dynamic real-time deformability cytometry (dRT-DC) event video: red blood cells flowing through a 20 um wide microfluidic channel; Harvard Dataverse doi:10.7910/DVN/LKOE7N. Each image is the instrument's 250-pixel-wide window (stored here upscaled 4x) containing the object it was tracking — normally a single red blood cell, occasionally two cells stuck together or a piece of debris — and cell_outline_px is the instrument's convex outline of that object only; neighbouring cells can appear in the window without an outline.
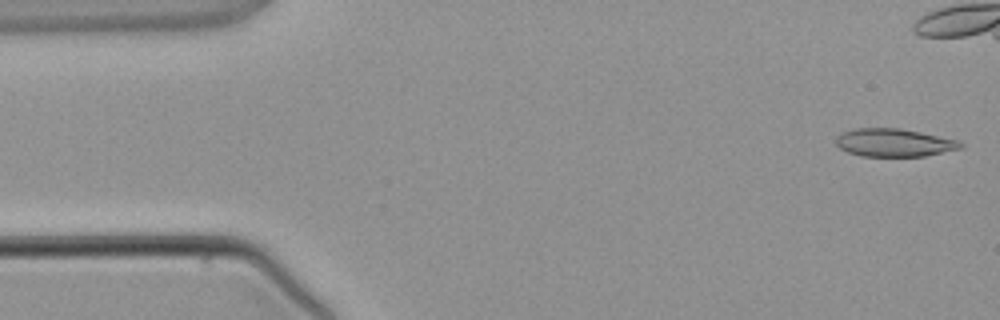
{"species": "common noctule bat (a hibernating species)", "species_latin": "Nyctalus noctula", "temperature_condition": "warm", "stored_images_in_passage": 7, "camera_frame_rate_fps": 3000, "um_per_image_px": 0.085, "animal": {"sex": "male", "body_mass_g": 21.5, "forearm_length_mm": 52.0}, "frame": {"image": 1, "passage_image": 1, "time_ms": 0.0, "image_size_px": [1000, 320], "cell_outline_px": [[964, 148], [924, 156], [860, 156], [848, 152], [840, 148], [836, 144], [836, 136], [844, 132], [856, 128], [900, 128], [920, 132], [956, 140], [964, 144]], "centroid_in_image_um": [75.99, 12.13], "position_along_channel_um": 9.0, "area_um2": 20.23}}
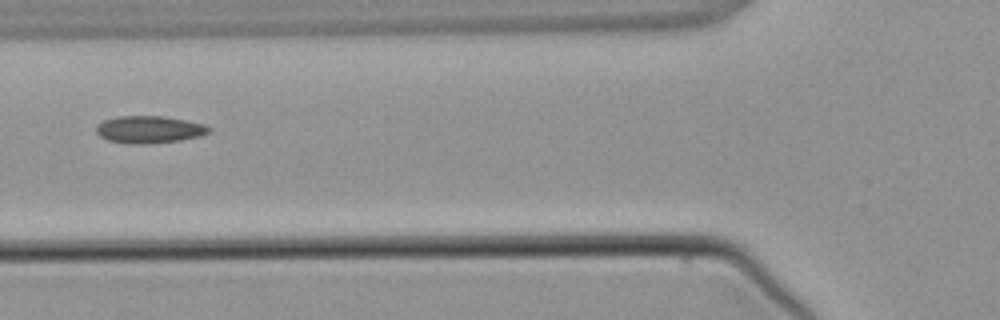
{"frame": {"image": 2, "passage_image": 6, "time_ms": 6.333, "image_size_px": [1000, 320], "cell_outline_px": [[212, 132], [200, 136], [180, 140], [144, 144], [124, 144], [108, 140], [100, 136], [96, 132], [96, 124], [104, 120], [116, 116], [164, 116], [204, 124], [212, 128]], "centroid_in_image_um": [12.67, 11.01], "position_along_channel_um": 113.1, "area_um2": 18.09}}
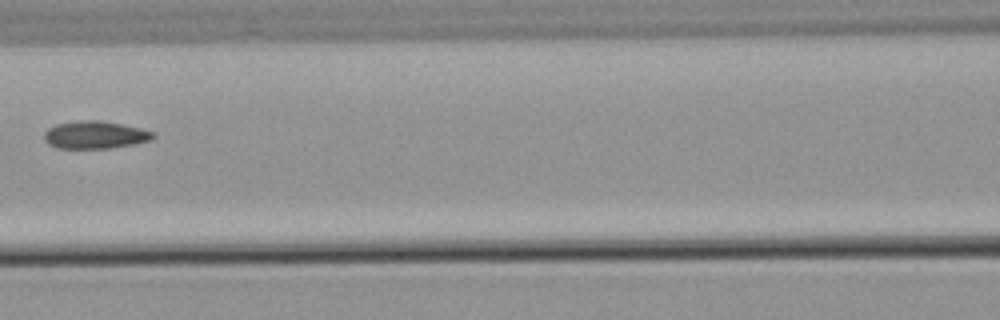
{"frame": {"image": 3, "passage_image": 7, "time_ms": 7.333, "image_size_px": [1000, 320], "cell_outline_px": [[156, 136], [148, 140], [132, 144], [112, 148], [56, 148], [48, 144], [44, 140], [44, 132], [48, 128], [56, 124], [80, 120], [96, 120], [120, 124], [140, 128], [156, 132]], "centroid_in_image_um": [8.05, 11.46], "position_along_channel_um": 158.6, "area_um2": 17.46}}